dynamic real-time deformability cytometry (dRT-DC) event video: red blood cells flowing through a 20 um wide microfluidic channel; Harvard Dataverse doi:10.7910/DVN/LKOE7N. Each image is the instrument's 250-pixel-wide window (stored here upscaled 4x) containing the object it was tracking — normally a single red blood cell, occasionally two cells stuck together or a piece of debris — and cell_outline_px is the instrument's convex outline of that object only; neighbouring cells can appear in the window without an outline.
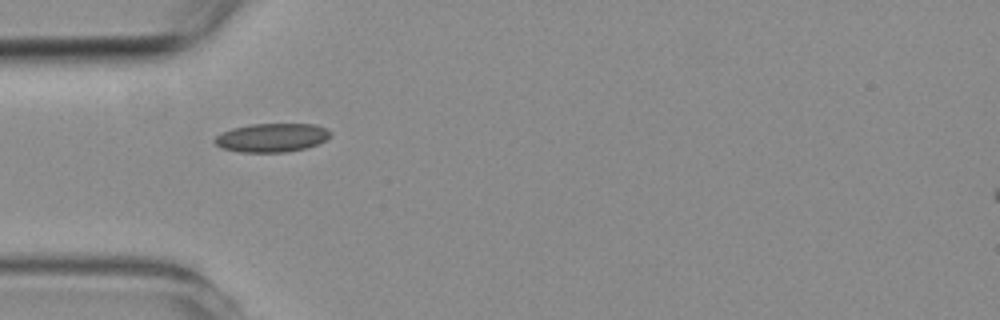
{"species": "common noctule bat (a hibernating species)", "species_latin": "Nyctalus noctula", "temperature_condition": "room temperature", "stored_images_in_passage": 1, "camera_frame_rate_fps": 3000, "um_per_image_px": 0.085, "animal": {"sex": "female", "body_mass_g": 19.3, "forearm_length_mm": 54.1}, "frame": {"image": 1, "passage_image": 1, "time_ms": 0.0, "image_size_px": [1000, 320], "cell_outline_px": [[332, 136], [316, 144], [304, 148], [284, 152], [240, 152], [220, 148], [212, 140], [216, 136], [232, 128], [252, 124], [316, 124], [332, 132]], "centroid_in_image_um": [23.08, 11.7], "position_along_channel_um": 61.9, "area_um2": 19.25}}